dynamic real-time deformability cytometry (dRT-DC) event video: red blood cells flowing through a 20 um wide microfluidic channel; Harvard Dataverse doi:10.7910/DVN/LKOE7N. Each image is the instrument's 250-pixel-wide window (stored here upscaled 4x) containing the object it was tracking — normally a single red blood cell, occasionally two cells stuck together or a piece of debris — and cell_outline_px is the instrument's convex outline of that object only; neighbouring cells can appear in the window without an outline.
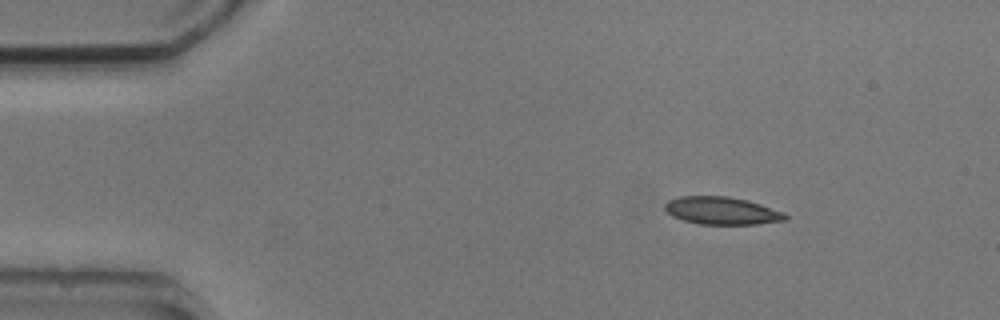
{"species": "common noctule bat (a hibernating species)", "species_latin": "Nyctalus noctula", "temperature_condition": "cold", "stored_images_in_passage": 3, "camera_frame_rate_fps": 3000, "um_per_image_px": 0.085, "animal": {"sex": "male", "body_mass_g": 20.5, "forearm_length_mm": 52.5}, "frame": {"image": 1, "passage_image": 1, "time_ms": 0.0, "image_size_px": [1000, 320], "cell_outline_px": [[788, 220], [756, 224], [700, 224], [684, 220], [672, 216], [664, 208], [664, 204], [668, 200], [680, 196], [728, 196], [748, 200], [784, 212], [788, 216]], "centroid_in_image_um": [61.37, 17.9], "position_along_channel_um": 23.6, "area_um2": 19.42}}